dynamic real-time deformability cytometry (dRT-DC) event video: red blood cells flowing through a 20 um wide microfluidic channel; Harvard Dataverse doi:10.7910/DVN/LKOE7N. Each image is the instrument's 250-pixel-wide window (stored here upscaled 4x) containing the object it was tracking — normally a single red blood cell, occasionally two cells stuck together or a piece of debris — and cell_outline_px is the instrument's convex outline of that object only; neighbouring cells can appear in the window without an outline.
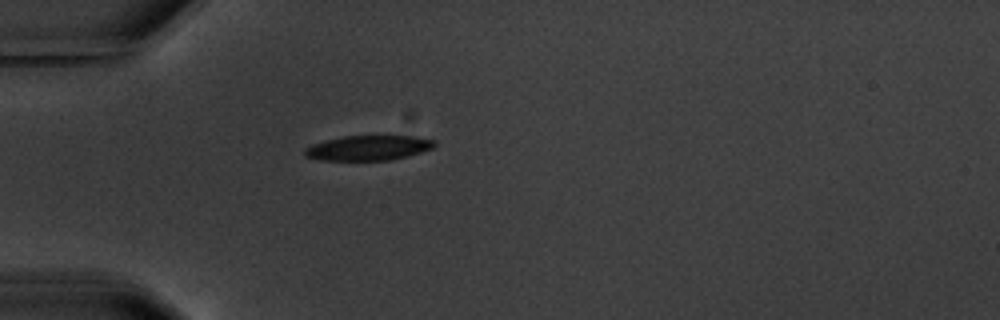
{"species": "common noctule bat (a hibernating species)", "species_latin": "Nyctalus noctula", "temperature_condition": "warm", "stored_images_in_passage": 2, "camera_frame_rate_fps": 3000, "um_per_image_px": 0.085, "animal": {"sex": "male", "body_mass_g": 20.1, "forearm_length_mm": 53.5}, "frame": {"image": 1, "passage_image": 1, "time_ms": 0.0, "image_size_px": [1000, 320], "cell_outline_px": [[436, 144], [432, 148], [408, 156], [388, 160], [320, 160], [304, 156], [304, 148], [312, 144], [344, 136], [416, 136], [436, 140]], "centroid_in_image_um": [31.31, 12.57], "position_along_channel_um": 53.7, "area_um2": 18.79}}